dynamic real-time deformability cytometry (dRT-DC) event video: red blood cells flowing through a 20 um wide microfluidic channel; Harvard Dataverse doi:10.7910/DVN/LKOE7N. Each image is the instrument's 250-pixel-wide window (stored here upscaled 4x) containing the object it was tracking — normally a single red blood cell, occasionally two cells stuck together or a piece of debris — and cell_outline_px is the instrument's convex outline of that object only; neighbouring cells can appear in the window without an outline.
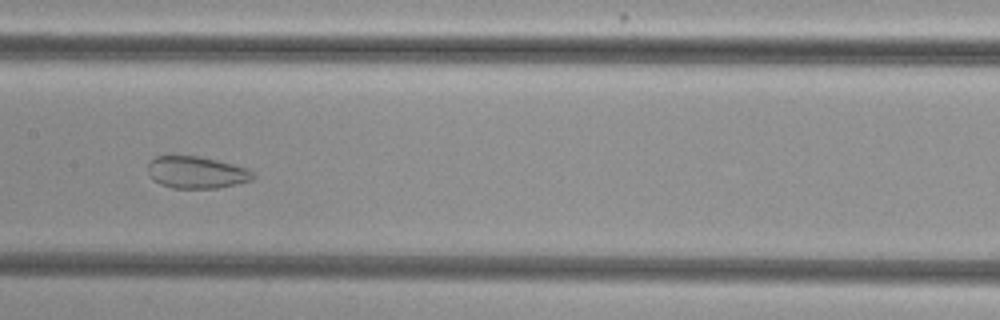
{"species": "common noctule bat (a hibernating species)", "species_latin": "Nyctalus noctula", "temperature_condition": "cold", "stored_images_in_passage": 37, "camera_frame_rate_fps": 3000, "um_per_image_px": 0.085, "animal": {"sex": "female", "body_mass_g": 29.2, "forearm_length_mm": 56.3}, "frame": {"image": 1, "passage_image": 10, "time_ms": 3.0, "image_size_px": [1000, 320], "cell_outline_px": [[256, 176], [252, 180], [236, 184], [216, 188], [172, 188], [160, 184], [152, 180], [148, 172], [148, 160], [156, 156], [172, 152], [196, 156], [216, 160], [248, 168]], "centroid_in_image_um": [16.62, 14.61], "position_along_channel_um": 190.8, "area_um2": 20.23}}
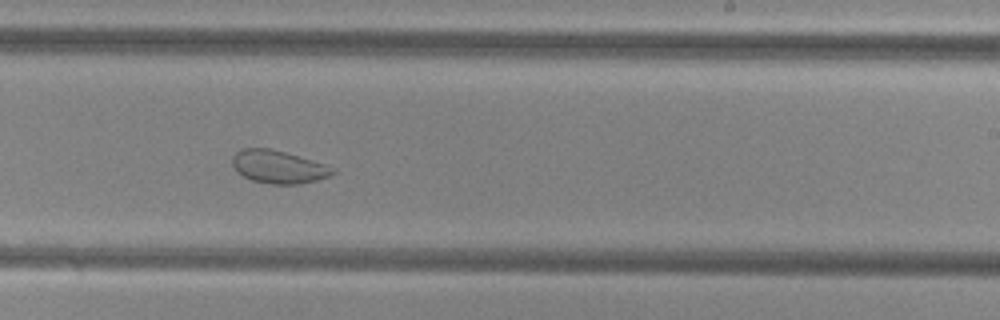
{"frame": {"image": 2, "passage_image": 16, "time_ms": 5.0, "image_size_px": [1000, 320], "cell_outline_px": [[336, 172], [328, 176], [316, 180], [300, 184], [272, 184], [252, 180], [236, 172], [232, 164], [232, 156], [240, 148], [268, 148], [284, 152], [324, 164], [336, 168]], "centroid_in_image_um": [23.63, 14.18], "position_along_channel_um": 265.4, "area_um2": 19.13}}
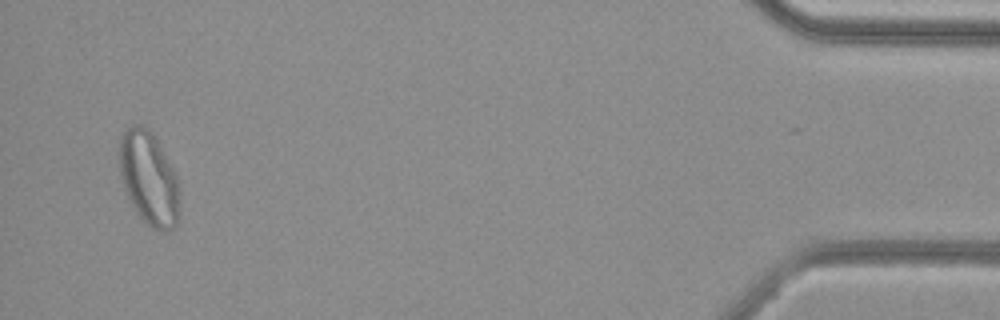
{"frame": {"image": 3, "passage_image": 35, "time_ms": 11.333, "image_size_px": [1000, 320], "cell_outline_px": [[180, 208], [176, 224], [168, 232], [160, 232], [152, 228], [132, 208], [120, 176], [120, 136], [124, 128], [132, 124], [136, 124], [152, 132], [172, 168], [176, 176], [180, 188]], "centroid_in_image_um": [12.66, 15.19], "position_along_channel_um": 422.5, "area_um2": 32.89}}